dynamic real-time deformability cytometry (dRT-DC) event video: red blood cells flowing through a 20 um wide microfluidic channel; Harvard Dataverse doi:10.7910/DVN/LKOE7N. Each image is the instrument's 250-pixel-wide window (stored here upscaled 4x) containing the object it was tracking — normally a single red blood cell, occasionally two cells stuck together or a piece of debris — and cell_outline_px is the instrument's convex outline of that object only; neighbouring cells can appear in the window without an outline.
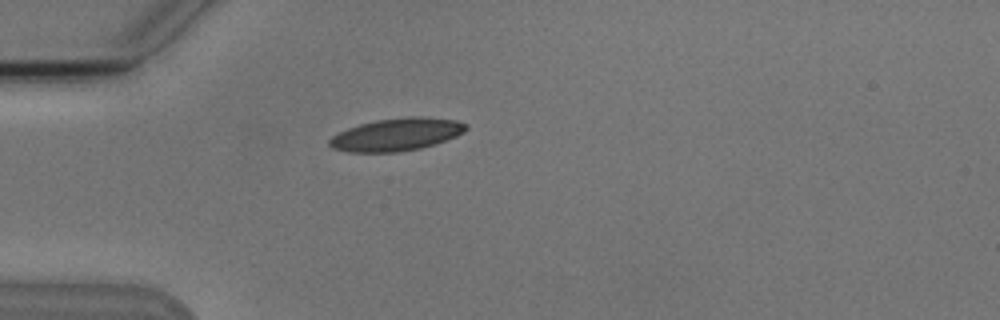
{"species": "Egyptian fruit bat (a non-hibernating species)", "species_latin": "Rousettus aegyptiacus", "temperature_condition": "cold", "stored_images_in_passage": 4, "camera_frame_rate_fps": 3000, "um_per_image_px": 0.085, "animal": {"sex": "male"}, "frame": {"image": 1, "passage_image": 4, "time_ms": 4.333, "image_size_px": [1000, 320], "cell_outline_px": [[468, 128], [464, 132], [456, 136], [420, 148], [396, 152], [348, 152], [332, 148], [328, 144], [328, 140], [332, 136], [348, 128], [360, 124], [376, 120], [408, 116], [420, 116], [456, 120], [468, 124]], "centroid_in_image_um": [33.7, 11.42], "position_along_channel_um": 51.3, "area_um2": 25.84}}